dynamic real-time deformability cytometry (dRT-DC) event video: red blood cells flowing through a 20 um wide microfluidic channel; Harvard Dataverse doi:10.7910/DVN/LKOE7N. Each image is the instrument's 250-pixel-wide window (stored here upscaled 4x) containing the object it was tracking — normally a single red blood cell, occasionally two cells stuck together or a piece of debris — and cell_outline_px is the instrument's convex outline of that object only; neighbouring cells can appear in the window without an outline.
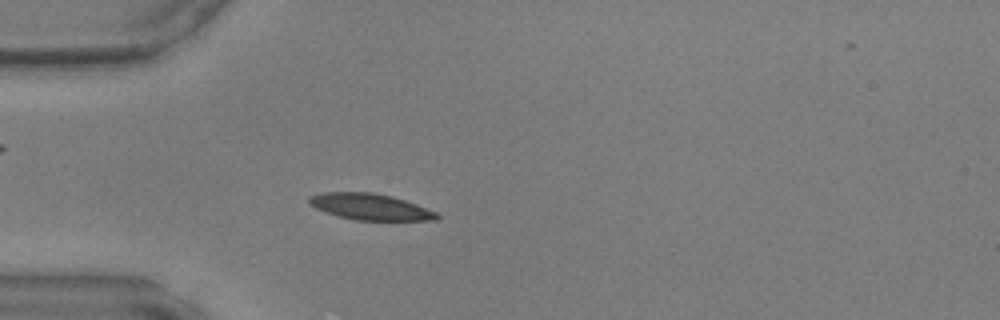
{"species": "common noctule bat (a hibernating species)", "species_latin": "Nyctalus noctula", "temperature_condition": "warm", "stored_images_in_passage": 36, "camera_frame_rate_fps": 3000, "um_per_image_px": 0.085, "animal": {"sex": "male", "body_mass_g": 17.9, "forearm_length_mm": 54.2}, "frame": {"image": 1, "passage_image": 1, "time_ms": 0.0, "image_size_px": [1000, 320], "cell_outline_px": [[440, 216], [436, 220], [356, 220], [340, 216], [316, 208], [308, 204], [308, 196], [320, 192], [372, 192], [392, 196], [416, 204], [436, 212]], "centroid_in_image_um": [31.44, 17.56], "position_along_channel_um": 53.6, "area_um2": 19.42}}
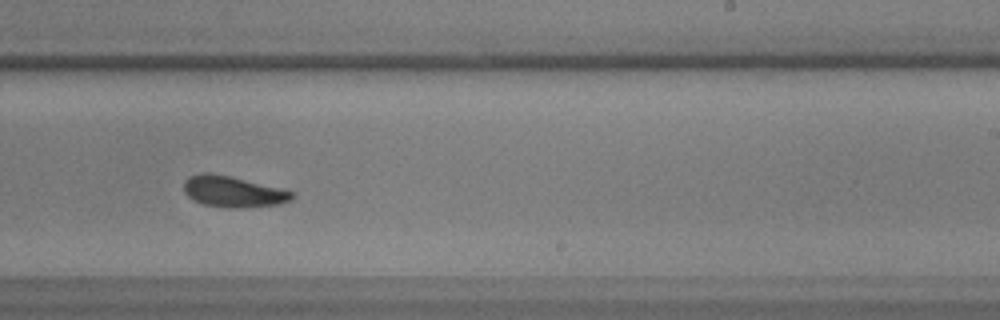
{"frame": {"image": 2, "passage_image": 17, "time_ms": 5.333, "image_size_px": [1000, 320], "cell_outline_px": [[292, 200], [280, 204], [244, 208], [228, 208], [204, 204], [188, 196], [184, 192], [184, 180], [188, 176], [200, 172], [208, 172], [228, 176], [292, 192]], "centroid_in_image_um": [19.74, 16.29], "position_along_channel_um": 269.3, "area_um2": 19.19}}
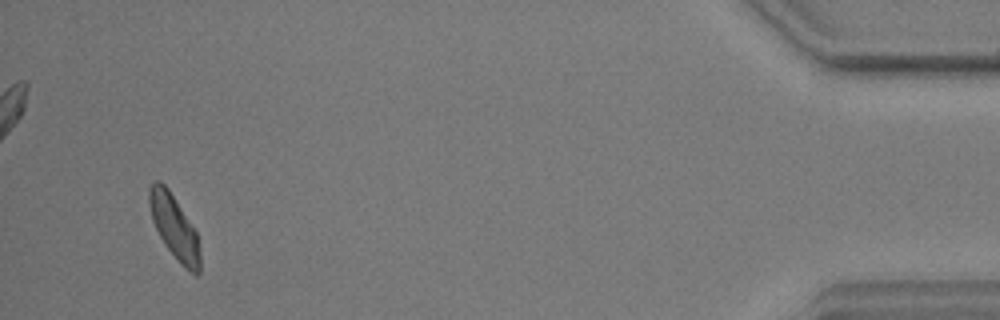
{"frame": {"image": 3, "passage_image": 33, "time_ms": 10.667, "image_size_px": [1000, 320], "cell_outline_px": [[200, 272], [196, 276], [184, 268], [180, 264], [164, 244], [152, 220], [148, 204], [148, 192], [152, 184], [156, 180], [160, 180], [168, 188], [196, 232], [200, 256]], "centroid_in_image_um": [14.8, 19.32], "position_along_channel_um": 420.4, "area_um2": 18.73}}